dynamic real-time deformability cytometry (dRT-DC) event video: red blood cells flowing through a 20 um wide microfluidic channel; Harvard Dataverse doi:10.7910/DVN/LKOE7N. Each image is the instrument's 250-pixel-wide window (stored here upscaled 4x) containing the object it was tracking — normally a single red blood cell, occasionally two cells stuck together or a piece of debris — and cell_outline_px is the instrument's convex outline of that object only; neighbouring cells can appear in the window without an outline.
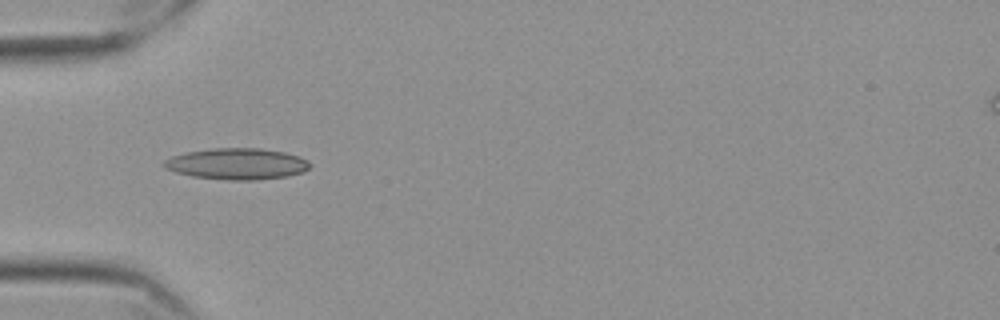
{"species": "Egyptian fruit bat (a non-hibernating species)", "species_latin": "Rousettus aegyptiacus", "temperature_condition": "cold", "stored_images_in_passage": 40, "camera_frame_rate_fps": 3000, "um_per_image_px": 0.085, "frame": {"image": 1, "passage_image": 1, "time_ms": 0.0, "image_size_px": [1000, 320], "cell_outline_px": [[308, 168], [304, 172], [288, 176], [256, 180], [228, 180], [192, 176], [176, 172], [164, 168], [160, 164], [164, 160], [172, 156], [184, 152], [212, 148], [260, 148], [284, 152], [300, 156], [308, 160]], "centroid_in_image_um": [20.11, 13.92], "position_along_channel_um": 64.9, "area_um2": 26.76}}
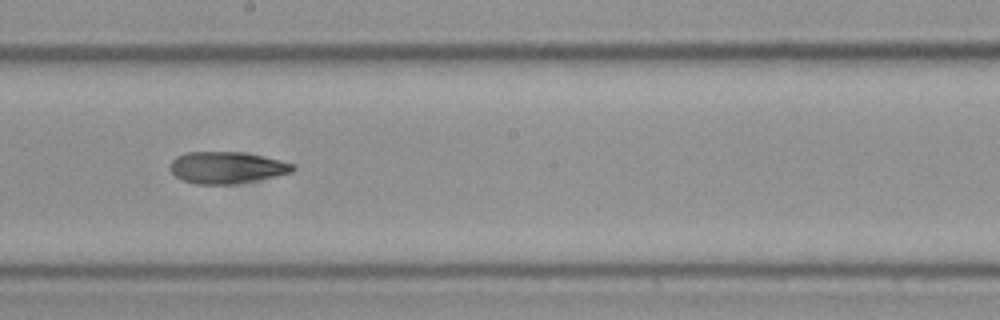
{"frame": {"image": 2, "passage_image": 15, "time_ms": 4.667, "image_size_px": [1000, 320], "cell_outline_px": [[296, 168], [292, 172], [276, 176], [232, 184], [196, 184], [184, 180], [176, 176], [172, 172], [172, 160], [176, 156], [188, 152], [240, 152], [280, 160], [296, 164]], "centroid_in_image_um": [19.3, 14.24], "position_along_channel_um": 228.9, "area_um2": 22.37}}
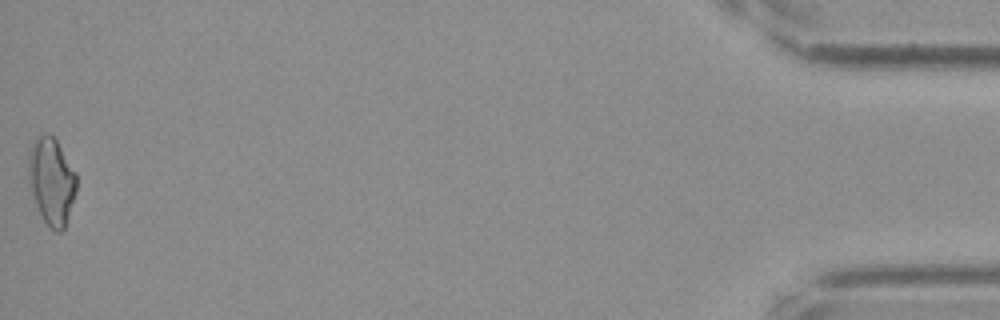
{"frame": {"image": 3, "passage_image": 40, "time_ms": 13.0, "image_size_px": [1000, 320], "cell_outline_px": [[76, 192], [64, 228], [60, 232], [56, 232], [44, 220], [36, 204], [28, 184], [28, 152], [32, 140], [36, 136], [48, 132], [56, 140], [76, 172]], "centroid_in_image_um": [4.35, 15.33], "position_along_channel_um": 430.8, "area_um2": 24.39}, "authors_computed_cell_mechanics": {"area_um2": 22.5709, "velocity_mm_per_s": 3.5288, "shape_relaxation_time_tau1_ms": null, "shape_relaxation_time_tau2_ms": 4.2449, "deformation_change_tau1": null, "deformation_change_tau2": 0.1272}}